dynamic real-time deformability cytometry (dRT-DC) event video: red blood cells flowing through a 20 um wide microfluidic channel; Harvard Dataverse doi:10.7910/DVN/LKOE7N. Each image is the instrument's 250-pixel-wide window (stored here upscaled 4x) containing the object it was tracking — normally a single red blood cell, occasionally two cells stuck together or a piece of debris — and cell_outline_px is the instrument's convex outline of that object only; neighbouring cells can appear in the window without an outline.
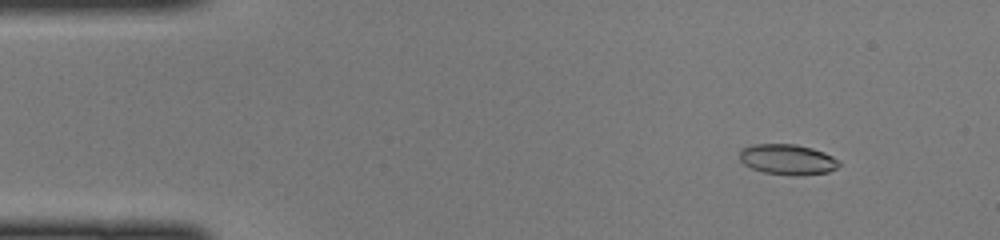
{"species": "common noctule bat (a hibernating species)", "species_latin": "Nyctalus noctula", "temperature_condition": "cold", "stored_images_in_passage": 47, "camera_frame_rate_fps": 3000, "um_per_image_px": 0.085, "animal": {"sex": "female", "body_mass_g": 22.0, "forearm_length_mm": 56.7}, "frame": {"image": 1, "passage_image": 5, "time_ms": 1.333, "image_size_px": [1000, 240], "cell_outline_px": [[840, 164], [836, 168], [828, 172], [804, 176], [792, 176], [764, 172], [752, 168], [744, 164], [740, 160], [740, 148], [752, 144], [796, 144], [812, 148], [824, 152], [832, 156]], "centroid_in_image_um": [66.92, 13.56], "position_along_channel_um": 18.1, "area_um2": 17.8}}
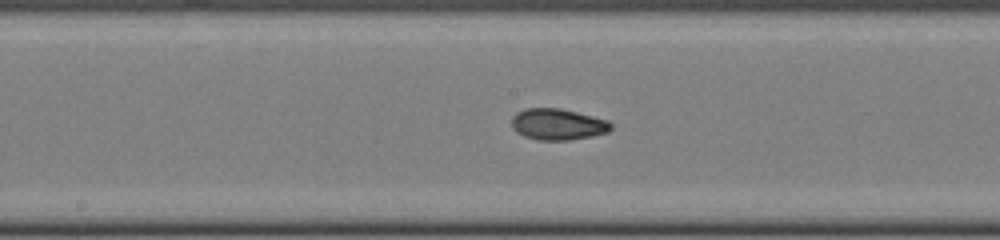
{"frame": {"image": 2, "passage_image": 24, "time_ms": 7.667, "image_size_px": [1000, 240], "cell_outline_px": [[612, 128], [608, 132], [592, 136], [568, 140], [536, 140], [524, 136], [516, 132], [512, 128], [512, 116], [516, 112], [524, 108], [560, 108], [608, 120], [612, 124]], "centroid_in_image_um": [47.38, 10.56], "position_along_channel_um": 200.8, "area_um2": 18.21}}
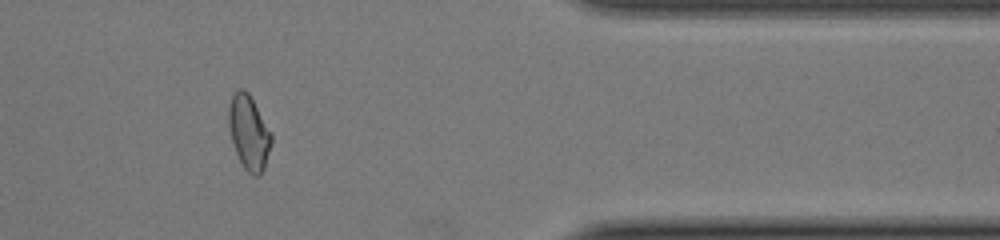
{"frame": {"image": 3, "passage_image": 39, "time_ms": 12.667, "image_size_px": [1000, 240], "cell_outline_px": [[272, 144], [264, 168], [260, 176], [252, 176], [244, 168], [236, 152], [232, 140], [228, 124], [228, 108], [232, 96], [240, 88], [244, 88], [248, 92], [272, 132]], "centroid_in_image_um": [21.17, 11.27], "position_along_channel_um": 390.2, "area_um2": 18.55}}